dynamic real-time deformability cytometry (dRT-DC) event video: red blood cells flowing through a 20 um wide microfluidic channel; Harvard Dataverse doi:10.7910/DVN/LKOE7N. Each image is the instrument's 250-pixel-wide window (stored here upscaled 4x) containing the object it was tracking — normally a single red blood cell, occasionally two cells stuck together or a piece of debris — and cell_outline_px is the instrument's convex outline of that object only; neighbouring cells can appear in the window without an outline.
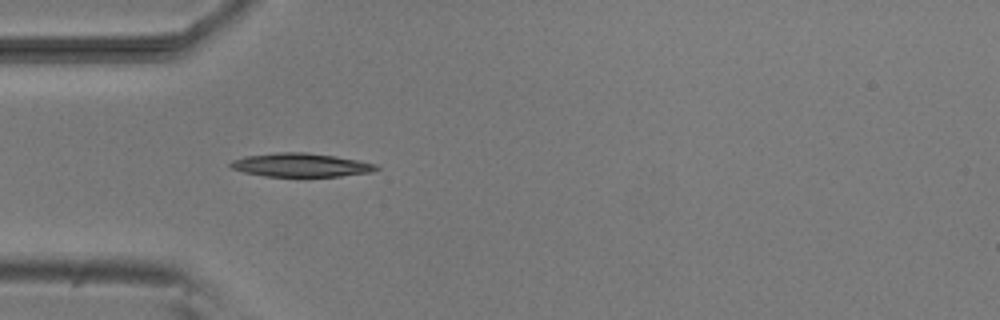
{"species": "common noctule bat (a hibernating species)", "species_latin": "Nyctalus noctula", "temperature_condition": "room temperature", "stored_images_in_passage": 38, "camera_frame_rate_fps": 3000, "um_per_image_px": 0.085, "animal": {"sex": "male", "body_mass_g": 20.5, "forearm_length_mm": 52.5}, "frame": {"image": 1, "passage_image": 1, "time_ms": 0.0, "image_size_px": [1000, 320], "cell_outline_px": [[380, 168], [372, 172], [340, 176], [264, 176], [244, 172], [232, 168], [228, 164], [232, 160], [244, 156], [276, 152], [308, 152], [336, 156], [360, 160], [376, 164]], "centroid_in_image_um": [25.58, 14.01], "position_along_channel_um": 59.4, "area_um2": 20.17}}
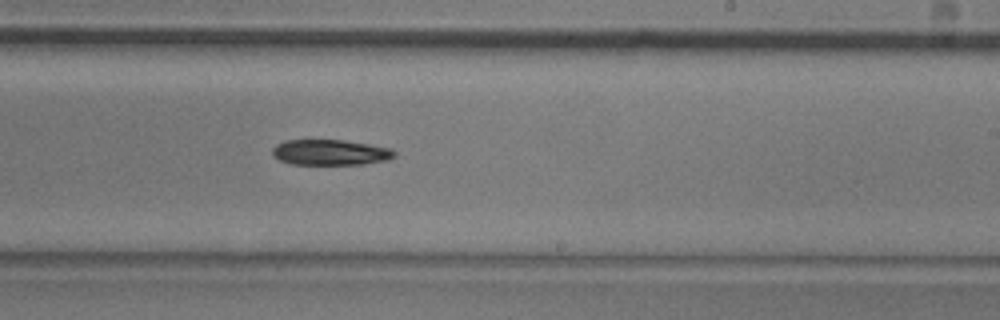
{"frame": {"image": 2, "passage_image": 17, "time_ms": 5.333, "image_size_px": [1000, 320], "cell_outline_px": [[396, 156], [388, 160], [364, 164], [292, 164], [280, 160], [272, 156], [272, 148], [276, 144], [284, 140], [344, 140], [392, 148], [396, 152]], "centroid_in_image_um": [28.08, 12.95], "position_along_channel_um": 260.9, "area_um2": 18.32}}
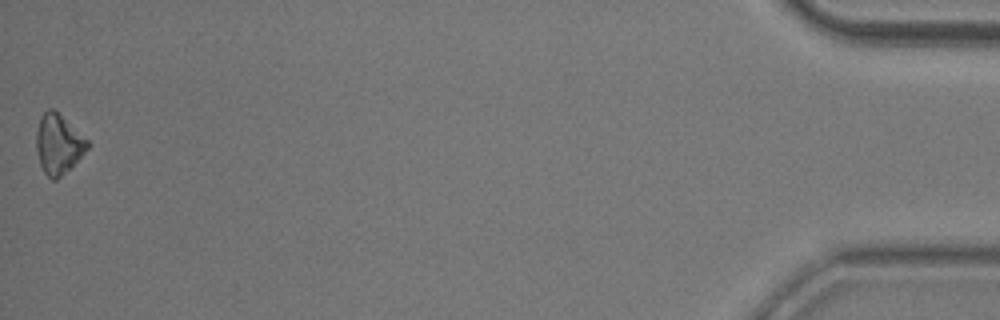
{"frame": {"image": 3, "passage_image": 38, "time_ms": 12.333, "image_size_px": [1000, 320], "cell_outline_px": [[92, 144], [56, 180], [52, 180], [44, 172], [40, 164], [36, 148], [36, 132], [40, 116], [48, 108], [52, 108], [88, 140]], "centroid_in_image_um": [4.93, 12.23], "position_along_channel_um": 430.3, "area_um2": 17.34}, "authors_computed_cell_mechanics": {"area_um2": 18.8139, "velocity_mm_per_s": 3.8082, "shape_relaxation_time_tau1_ms": 2.4446, "shape_relaxation_time_tau2_ms": null, "deformation_change_tau1": 0.0897, "deformation_change_tau2": null}}